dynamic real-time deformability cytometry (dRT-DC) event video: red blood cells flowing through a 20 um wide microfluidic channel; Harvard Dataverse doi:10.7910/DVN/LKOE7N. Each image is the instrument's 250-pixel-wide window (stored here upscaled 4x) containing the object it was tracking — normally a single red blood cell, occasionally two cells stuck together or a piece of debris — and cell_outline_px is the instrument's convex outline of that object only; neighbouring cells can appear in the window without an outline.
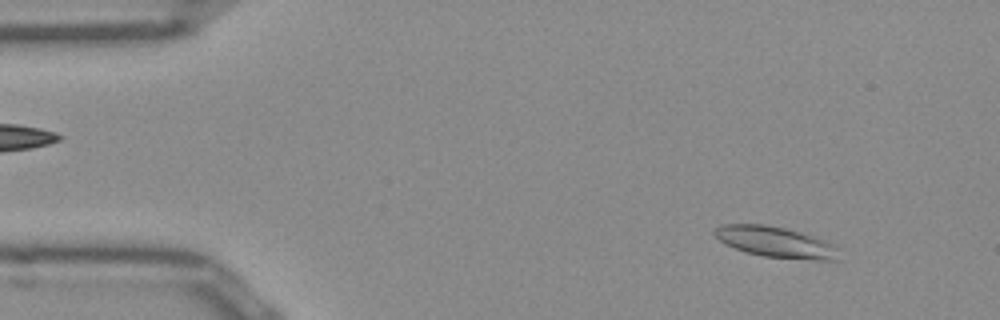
{"species": "Egyptian fruit bat (a non-hibernating species)", "species_latin": "Rousettus aegyptiacus", "temperature_condition": "room temperature", "stored_images_in_passage": 51, "camera_frame_rate_fps": 3000, "um_per_image_px": 0.085, "frame": {"image": 1, "passage_image": 5, "time_ms": 1.333, "image_size_px": [1000, 320], "cell_outline_px": [[840, 260], [816, 260], [764, 256], [744, 252], [724, 244], [712, 232], [716, 228], [724, 224], [764, 224], [784, 228], [820, 240], [828, 244]], "centroid_in_image_um": [65.76, 20.57], "position_along_channel_um": 19.2, "area_um2": 21.39}}
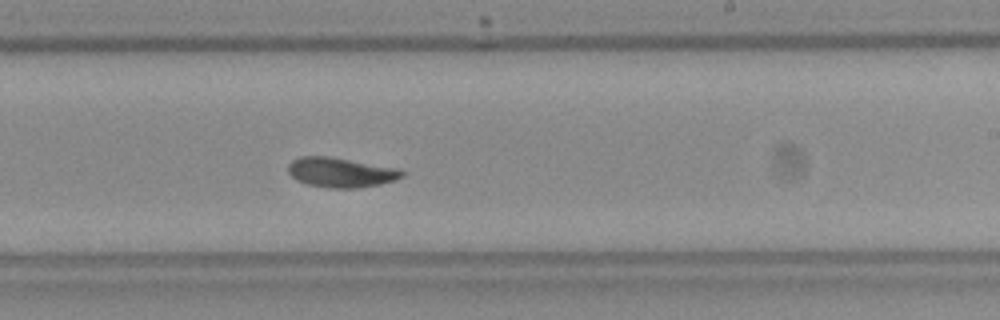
{"frame": {"image": 2, "passage_image": 30, "time_ms": 9.667, "image_size_px": [1000, 320], "cell_outline_px": [[404, 176], [396, 180], [380, 184], [360, 188], [328, 188], [308, 184], [296, 180], [288, 172], [288, 164], [292, 160], [300, 156], [328, 156], [400, 168], [404, 172]], "centroid_in_image_um": [28.99, 14.65], "position_along_channel_um": 260.0, "area_um2": 19.94}}
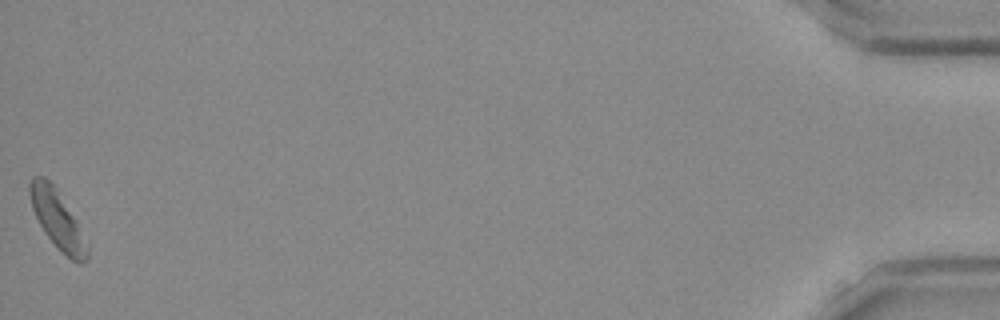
{"frame": {"image": 3, "passage_image": 51, "time_ms": 16.667, "image_size_px": [1000, 320], "cell_outline_px": [[88, 260], [84, 264], [80, 264], [72, 260], [56, 248], [44, 232], [32, 208], [28, 192], [28, 184], [32, 176], [44, 176], [56, 188], [76, 220], [88, 244]], "centroid_in_image_um": [4.88, 18.68], "position_along_channel_um": 430.3, "area_um2": 19.54}, "authors_computed_cell_mechanics": {"area_um2": 19.8254, "velocity_mm_per_s": 3.889, "shape_relaxation_time_tau1_ms": 3.2483, "shape_relaxation_time_tau2_ms": 2.6641, "deformation_change_tau1": 0.116, "deformation_change_tau2": 0.0695}}